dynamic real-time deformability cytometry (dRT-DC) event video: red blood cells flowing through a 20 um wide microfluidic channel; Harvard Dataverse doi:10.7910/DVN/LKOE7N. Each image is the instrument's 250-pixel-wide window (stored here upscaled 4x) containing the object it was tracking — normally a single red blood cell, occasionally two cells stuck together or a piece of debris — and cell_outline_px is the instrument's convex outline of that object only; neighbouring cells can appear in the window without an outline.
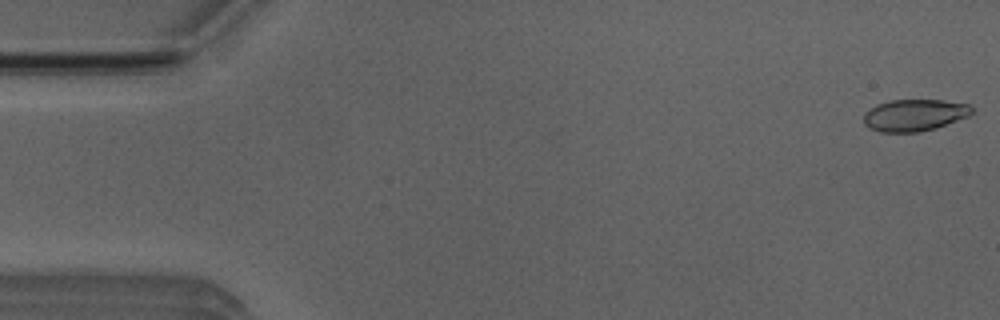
{"species": "Egyptian fruit bat (a non-hibernating species)", "species_latin": "Rousettus aegyptiacus", "temperature_condition": "room temperature", "stored_images_in_passage": 52, "camera_frame_rate_fps": 3000, "um_per_image_px": 0.085, "animal": {"sex": "male"}, "frame": {"image": 1, "passage_image": 1, "time_ms": 0.0, "image_size_px": [1000, 320], "cell_outline_px": [[972, 112], [968, 116], [936, 128], [920, 132], [880, 132], [868, 128], [864, 124], [864, 112], [876, 104], [892, 100], [944, 100], [968, 104], [972, 108]], "centroid_in_image_um": [77.69, 9.79], "position_along_channel_um": 7.3, "area_um2": 20.11}}
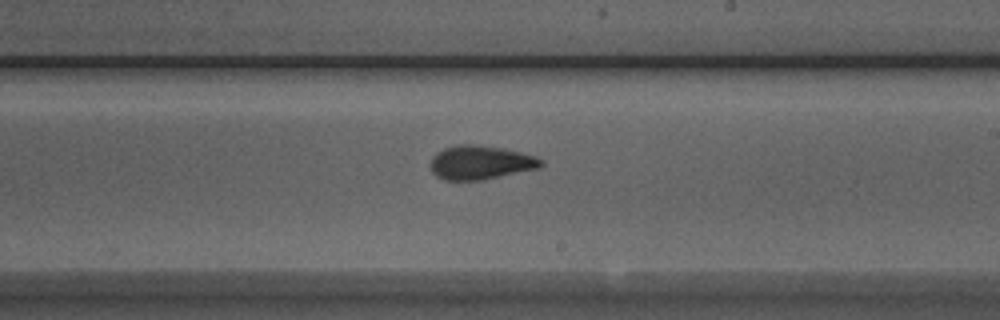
{"frame": {"image": 2, "passage_image": 30, "time_ms": 9.667, "image_size_px": [1000, 320], "cell_outline_px": [[544, 164], [540, 168], [480, 180], [444, 180], [436, 176], [432, 172], [432, 156], [436, 152], [444, 148], [456, 144], [472, 144], [500, 148], [520, 152], [536, 156], [544, 160]], "centroid_in_image_um": [40.85, 13.81], "position_along_channel_um": 248.1, "area_um2": 21.79}}
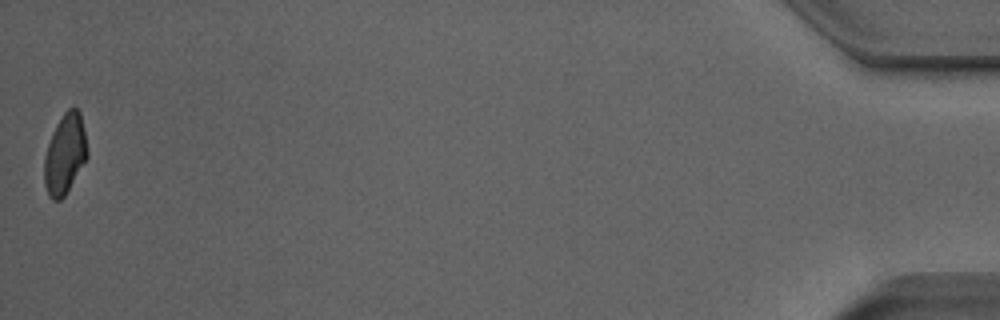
{"frame": {"image": 3, "passage_image": 52, "time_ms": 17.0, "image_size_px": [1000, 320], "cell_outline_px": [[88, 156], [64, 196], [60, 200], [52, 200], [48, 196], [44, 184], [44, 156], [52, 132], [56, 124], [64, 112], [68, 108], [76, 108], [80, 112], [88, 152]], "centroid_in_image_um": [5.5, 13.1], "position_along_channel_um": 429.7, "area_um2": 19.94}, "authors_computed_cell_mechanics": {"area_um2": 21.1837, "velocity_mm_per_s": 3.8951, "shape_relaxation_time_tau1_ms": 3.5421, "shape_relaxation_time_tau2_ms": 2.0003, "deformation_change_tau1": 0.1292, "deformation_change_tau2": 0.0723}}